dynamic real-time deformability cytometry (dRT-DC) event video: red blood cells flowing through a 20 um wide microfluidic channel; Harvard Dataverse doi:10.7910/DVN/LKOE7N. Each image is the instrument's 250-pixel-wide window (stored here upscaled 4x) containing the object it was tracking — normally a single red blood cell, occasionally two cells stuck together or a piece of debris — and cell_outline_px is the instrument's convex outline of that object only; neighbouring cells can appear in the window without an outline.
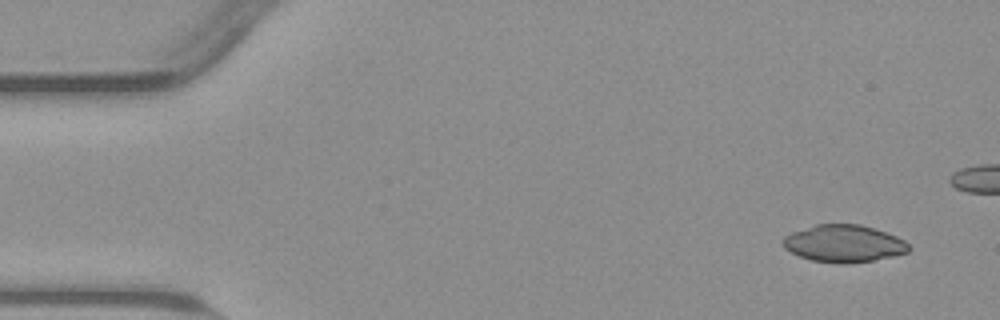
{"species": "common noctule bat (a hibernating species)", "species_latin": "Nyctalus noctula", "temperature_condition": "warm", "stored_images_in_passage": 44, "camera_frame_rate_fps": 3000, "um_per_image_px": 0.085, "animal": {"sex": "male", "body_mass_g": 23.1, "forearm_length_mm": 52.7}, "frame": {"image": 1, "passage_image": 1, "time_ms": 0.0, "image_size_px": [1000, 320], "cell_outline_px": [[912, 248], [908, 252], [892, 256], [872, 260], [844, 264], [840, 264], [812, 260], [800, 256], [784, 248], [780, 244], [780, 240], [784, 236], [792, 232], [816, 224], [860, 224], [896, 236], [904, 240]], "centroid_in_image_um": [71.69, 20.7], "position_along_channel_um": 13.3, "area_um2": 27.28}}